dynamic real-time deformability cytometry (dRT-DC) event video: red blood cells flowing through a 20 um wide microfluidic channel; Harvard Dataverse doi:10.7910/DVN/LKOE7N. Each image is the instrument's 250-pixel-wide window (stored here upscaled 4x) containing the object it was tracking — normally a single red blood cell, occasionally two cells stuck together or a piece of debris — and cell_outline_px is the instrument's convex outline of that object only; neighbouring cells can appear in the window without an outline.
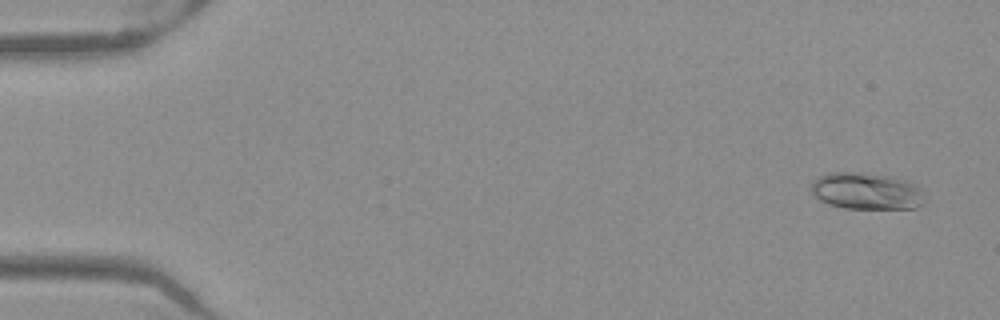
{"species": "Egyptian fruit bat (a non-hibernating species)", "species_latin": "Rousettus aegyptiacus", "temperature_condition": "warm", "stored_images_in_passage": 51, "camera_frame_rate_fps": 3000, "um_per_image_px": 0.085, "frame": {"image": 1, "passage_image": 2, "time_ms": 0.333, "image_size_px": [1000, 320], "cell_outline_px": [[924, 200], [916, 208], [844, 208], [828, 204], [820, 200], [808, 188], [812, 180], [816, 176], [828, 172], [864, 172], [892, 176], [908, 180], [924, 188]], "centroid_in_image_um": [73.64, 16.21], "position_along_channel_um": 11.4, "area_um2": 24.97}}
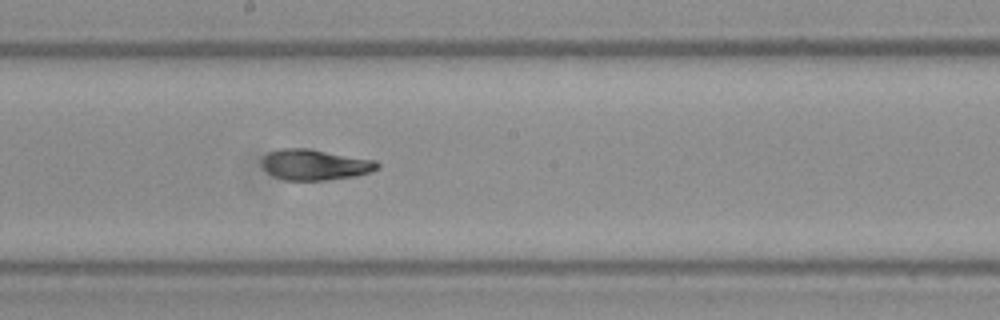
{"frame": {"image": 2, "passage_image": 28, "time_ms": 9.0, "image_size_px": [1000, 320], "cell_outline_px": [[380, 168], [372, 172], [356, 176], [324, 180], [284, 180], [268, 172], [264, 168], [264, 156], [268, 152], [284, 148], [308, 148], [376, 160], [380, 164]], "centroid_in_image_um": [26.84, 13.99], "position_along_channel_um": 221.4, "area_um2": 20.58}}
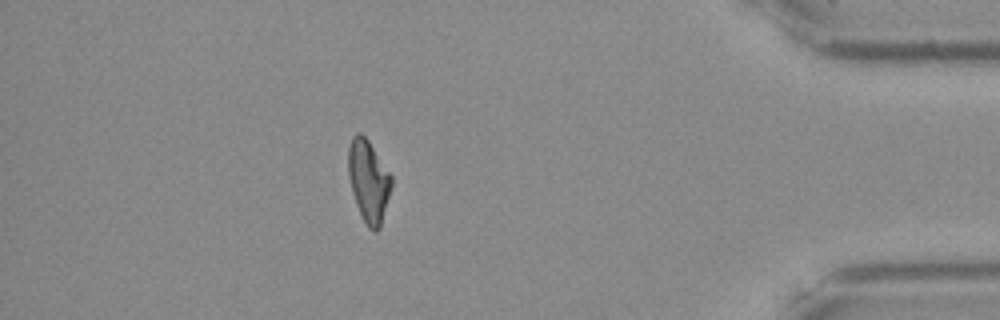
{"frame": {"image": 3, "passage_image": 45, "time_ms": 14.667, "image_size_px": [1000, 320], "cell_outline_px": [[392, 184], [380, 228], [376, 232], [368, 228], [356, 204], [352, 192], [348, 176], [348, 148], [352, 136], [356, 132], [360, 132], [368, 140], [392, 176]], "centroid_in_image_um": [31.31, 15.37], "position_along_channel_um": 403.9, "area_um2": 20.52}, "authors_computed_cell_mechanics": {"area_um2": 20.808, "velocity_mm_per_s": 3.978, "shape_relaxation_time_tau1_ms": 6.4404, "shape_relaxation_time_tau2_ms": 1.5459, "deformation_change_tau1": 0.2105, "deformation_change_tau2": 0.0683}}